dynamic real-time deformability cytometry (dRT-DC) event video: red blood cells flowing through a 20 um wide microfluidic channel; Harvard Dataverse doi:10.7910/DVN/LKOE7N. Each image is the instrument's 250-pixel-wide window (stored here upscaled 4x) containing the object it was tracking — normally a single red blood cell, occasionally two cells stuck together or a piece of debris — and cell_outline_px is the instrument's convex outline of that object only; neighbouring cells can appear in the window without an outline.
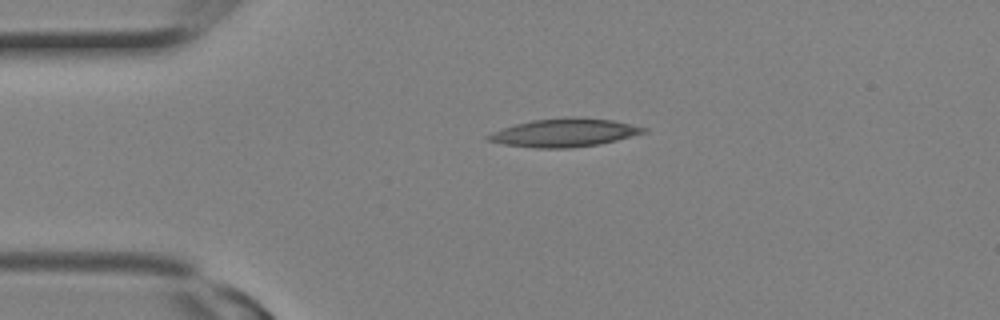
{"species": "Egyptian fruit bat (a non-hibernating species)", "species_latin": "Rousettus aegyptiacus", "temperature_condition": "room temperature", "stored_images_in_passage": 3, "camera_frame_rate_fps": 3000, "um_per_image_px": 0.085, "animal": {"sex": "female"}, "frame": {"image": 1, "passage_image": 1, "time_ms": 0.0, "image_size_px": [1000, 320], "cell_outline_px": [[648, 132], [600, 144], [572, 148], [536, 148], [504, 144], [484, 140], [484, 136], [492, 132], [516, 124], [532, 120], [568, 116], [580, 116], [612, 120], [648, 128]], "centroid_in_image_um": [47.97, 11.27], "position_along_channel_um": 37.0, "area_um2": 25.84}}